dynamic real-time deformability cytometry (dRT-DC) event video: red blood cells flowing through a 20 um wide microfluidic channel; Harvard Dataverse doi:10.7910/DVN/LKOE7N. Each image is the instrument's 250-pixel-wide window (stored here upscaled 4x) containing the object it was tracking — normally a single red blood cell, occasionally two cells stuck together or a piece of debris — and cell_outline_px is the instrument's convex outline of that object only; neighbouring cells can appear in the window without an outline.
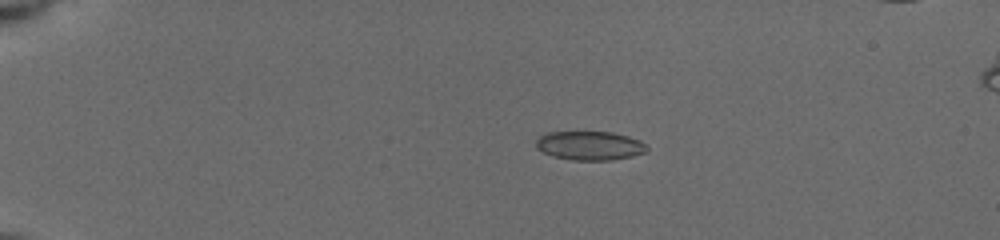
{"species": "common noctule bat (a hibernating species)", "species_latin": "Nyctalus noctula", "temperature_condition": "cold", "stored_images_in_passage": 40, "camera_frame_rate_fps": 3000, "um_per_image_px": 0.085, "animal": {"sex": "female", "body_mass_g": 19.5, "forearm_length_mm": 54.1}, "frame": {"image": 1, "passage_image": 3, "time_ms": 1.0, "image_size_px": [1000, 240], "cell_outline_px": [[648, 152], [632, 156], [612, 160], [572, 160], [552, 156], [536, 148], [536, 140], [540, 136], [548, 132], [612, 132], [628, 136], [640, 140], [648, 148]], "centroid_in_image_um": [50.14, 12.38], "position_along_channel_um": 34.9, "area_um2": 18.73}}
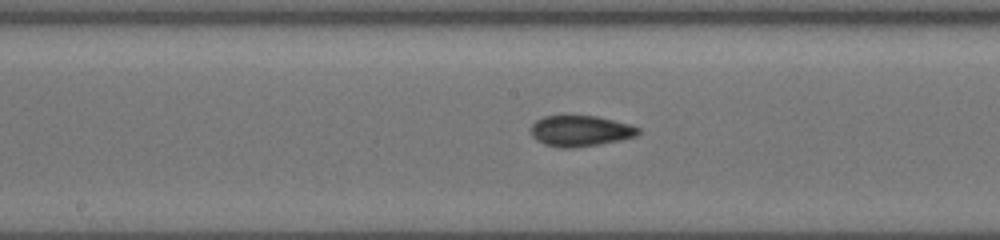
{"frame": {"image": 2, "passage_image": 19, "time_ms": 7.0, "image_size_px": [1000, 240], "cell_outline_px": [[640, 132], [636, 136], [620, 140], [600, 144], [576, 148], [556, 148], [544, 144], [536, 140], [532, 136], [532, 124], [536, 120], [544, 116], [596, 116], [632, 124], [640, 128]], "centroid_in_image_um": [49.35, 11.14], "position_along_channel_um": 198.9, "area_um2": 19.48}}
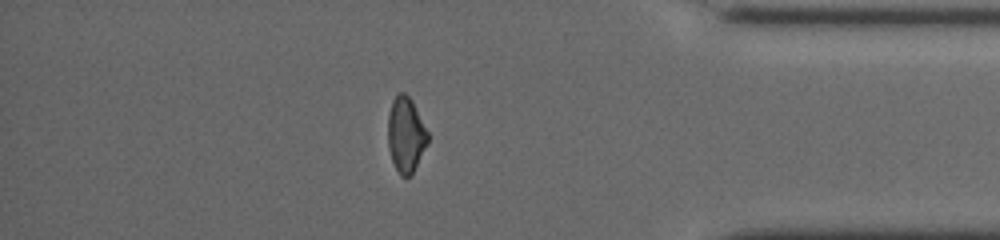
{"frame": {"image": 3, "passage_image": 33, "time_ms": 12.667, "image_size_px": [1000, 240], "cell_outline_px": [[428, 144], [412, 172], [408, 176], [400, 176], [392, 160], [388, 148], [388, 116], [392, 100], [400, 92], [404, 92], [412, 100], [428, 132]], "centroid_in_image_um": [34.49, 11.43], "position_along_channel_um": 400.7, "area_um2": 17.34}, "authors_computed_cell_mechanics": {"area_um2": 18.6116, "velocity_mm_per_s": 3.9385, "shape_relaxation_time_tau1_ms": 8.8079, "shape_relaxation_time_tau2_ms": 1.601, "deformation_change_tau1": 0.1851, "deformation_change_tau2": 0.0433}}